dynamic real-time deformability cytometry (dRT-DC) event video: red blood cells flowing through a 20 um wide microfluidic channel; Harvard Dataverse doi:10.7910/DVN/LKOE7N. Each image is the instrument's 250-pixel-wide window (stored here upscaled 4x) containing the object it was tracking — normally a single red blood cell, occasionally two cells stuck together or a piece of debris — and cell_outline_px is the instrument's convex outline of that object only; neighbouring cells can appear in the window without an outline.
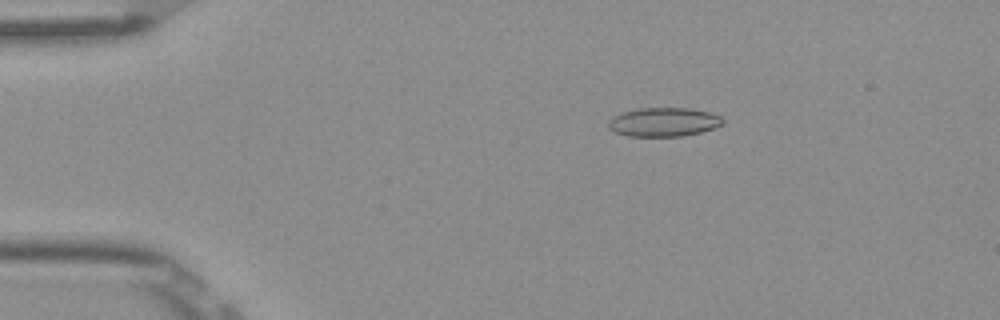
{"species": "Egyptian fruit bat (a non-hibernating species)", "species_latin": "Rousettus aegyptiacus", "temperature_condition": "room temperature", "stored_images_in_passage": 4, "camera_frame_rate_fps": 3000, "um_per_image_px": 0.085, "frame": {"image": 1, "passage_image": 3, "time_ms": 0.667, "image_size_px": [1000, 320], "cell_outline_px": [[724, 124], [700, 132], [680, 136], [628, 136], [616, 132], [608, 128], [608, 120], [612, 116], [624, 112], [640, 108], [688, 108], [708, 112], [720, 116], [724, 120]], "centroid_in_image_um": [56.39, 10.37], "position_along_channel_um": 28.6, "area_um2": 19.13}}